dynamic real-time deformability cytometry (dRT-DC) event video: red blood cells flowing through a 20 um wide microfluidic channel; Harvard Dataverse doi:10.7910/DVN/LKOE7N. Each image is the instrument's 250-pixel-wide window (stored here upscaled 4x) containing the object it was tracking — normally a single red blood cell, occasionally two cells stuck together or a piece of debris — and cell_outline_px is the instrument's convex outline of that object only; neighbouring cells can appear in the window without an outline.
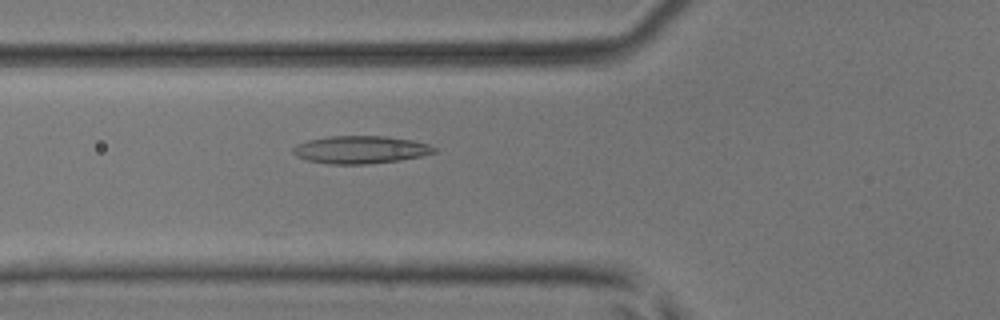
{"species": "common noctule bat (a hibernating species)", "species_latin": "Nyctalus noctula", "temperature_condition": "room temperature", "stored_images_in_passage": 31, "camera_frame_rate_fps": 3000, "um_per_image_px": 0.085, "animal": {"sex": "male", "body_mass_g": 17.9, "forearm_length_mm": 54.2}, "frame": {"image": 1, "passage_image": 19, "time_ms": 6.0, "image_size_px": [1000, 320], "cell_outline_px": [[436, 152], [420, 156], [400, 160], [368, 164], [328, 164], [308, 160], [296, 156], [292, 152], [292, 148], [296, 144], [308, 140], [328, 136], [388, 136], [412, 140], [428, 144], [436, 148]], "centroid_in_image_um": [30.62, 12.72], "position_along_channel_um": 95.2, "area_um2": 22.83}}
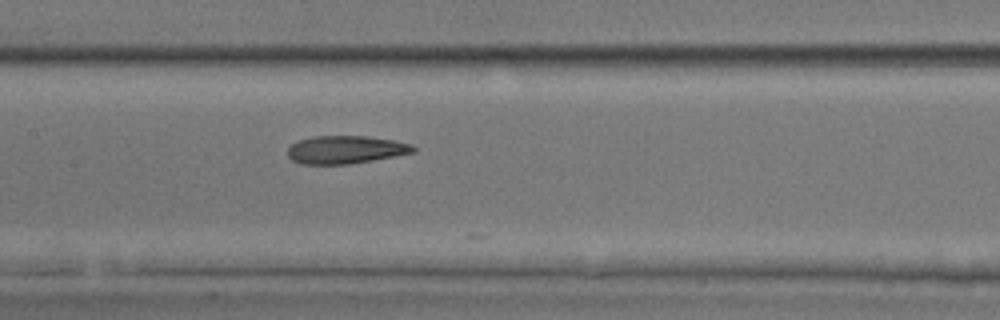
{"frame": {"image": 2, "passage_image": 25, "time_ms": 8.0, "image_size_px": [1000, 320], "cell_outline_px": [[416, 152], [372, 160], [348, 164], [300, 164], [292, 160], [288, 156], [288, 148], [292, 144], [300, 140], [312, 136], [368, 136], [392, 140], [412, 144], [416, 148]], "centroid_in_image_um": [29.38, 12.72], "position_along_channel_um": 178.0, "area_um2": 20.4}}
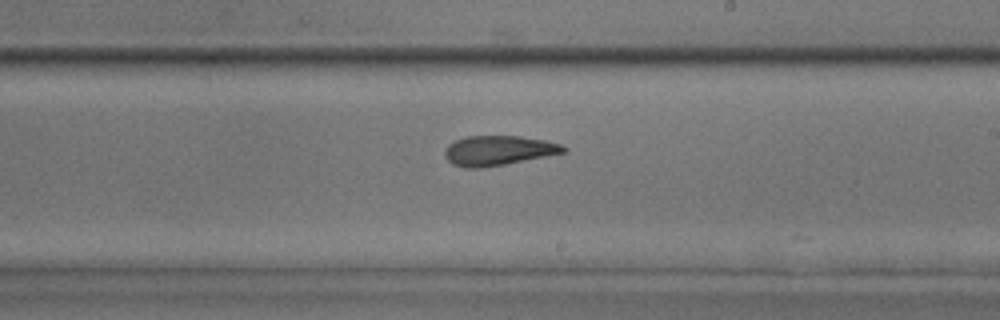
{"frame": {"image": 3, "passage_image": 30, "time_ms": 9.667, "image_size_px": [1000, 320], "cell_outline_px": [[568, 152], [504, 164], [480, 168], [464, 168], [452, 164], [444, 156], [444, 152], [448, 144], [464, 136], [520, 136], [548, 140], [560, 144], [568, 148]], "centroid_in_image_um": [42.37, 12.79], "position_along_channel_um": 246.6, "area_um2": 20.75}}